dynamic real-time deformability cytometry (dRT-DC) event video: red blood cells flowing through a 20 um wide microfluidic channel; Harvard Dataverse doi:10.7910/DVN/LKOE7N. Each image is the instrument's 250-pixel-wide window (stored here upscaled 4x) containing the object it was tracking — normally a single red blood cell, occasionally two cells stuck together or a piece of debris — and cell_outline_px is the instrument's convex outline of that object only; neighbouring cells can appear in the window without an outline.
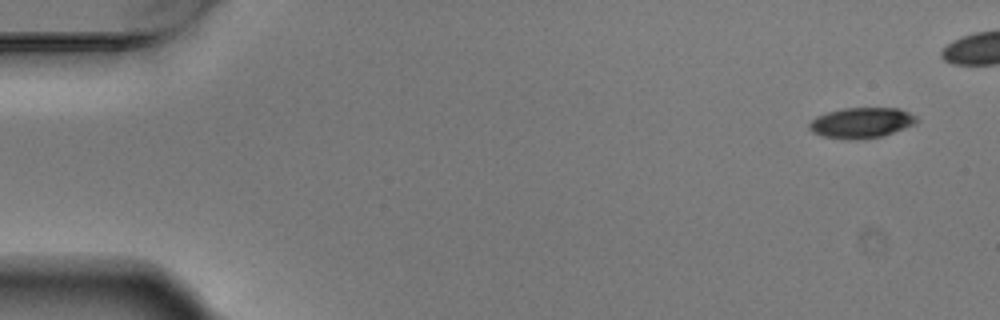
{"species": "Egyptian fruit bat (a non-hibernating species)", "species_latin": "Rousettus aegyptiacus", "temperature_condition": "warm", "stored_images_in_passage": 4, "camera_frame_rate_fps": 3000, "um_per_image_px": 0.085, "animal": {"sex": "male"}, "frame": {"image": 1, "passage_image": 1, "time_ms": 0.0, "image_size_px": [1000, 320], "cell_outline_px": [[916, 120], [912, 124], [904, 128], [884, 136], [860, 140], [844, 140], [824, 136], [812, 132], [808, 128], [808, 124], [816, 116], [828, 112], [844, 108], [900, 108], [916, 116]], "centroid_in_image_um": [73.18, 10.45], "position_along_channel_um": 11.8, "area_um2": 19.13}}